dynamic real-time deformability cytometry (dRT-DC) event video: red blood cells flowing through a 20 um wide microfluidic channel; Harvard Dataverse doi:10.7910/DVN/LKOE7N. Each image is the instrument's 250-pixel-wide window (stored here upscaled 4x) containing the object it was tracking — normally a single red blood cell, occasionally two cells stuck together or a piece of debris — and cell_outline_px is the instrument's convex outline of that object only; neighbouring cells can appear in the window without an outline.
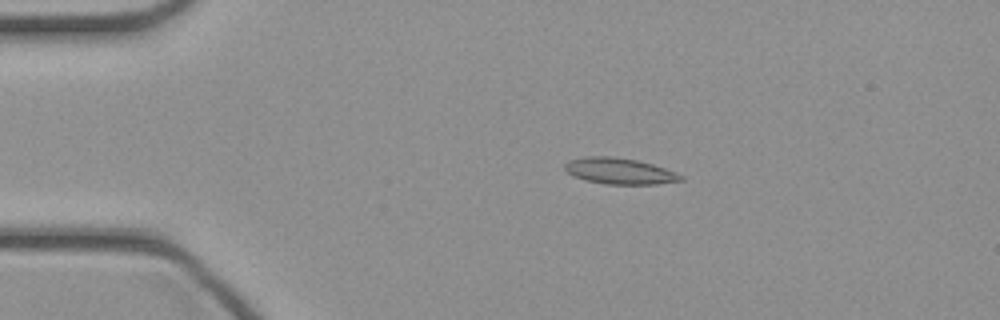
{"species": "common noctule bat (a hibernating species)", "species_latin": "Nyctalus noctula", "temperature_condition": "cold", "stored_images_in_passage": 46, "camera_frame_rate_fps": 3000, "um_per_image_px": 0.085, "animal": {"sex": "female", "body_mass_g": 21.9}, "frame": {"image": 1, "passage_image": 9, "time_ms": 2.667, "image_size_px": [1000, 320], "cell_outline_px": [[684, 180], [656, 184], [604, 184], [584, 180], [572, 176], [564, 168], [564, 164], [568, 160], [584, 156], [612, 156], [636, 160], [652, 164], [676, 172], [684, 176]], "centroid_in_image_um": [52.63, 14.54], "position_along_channel_um": 32.4, "area_um2": 17.8}}
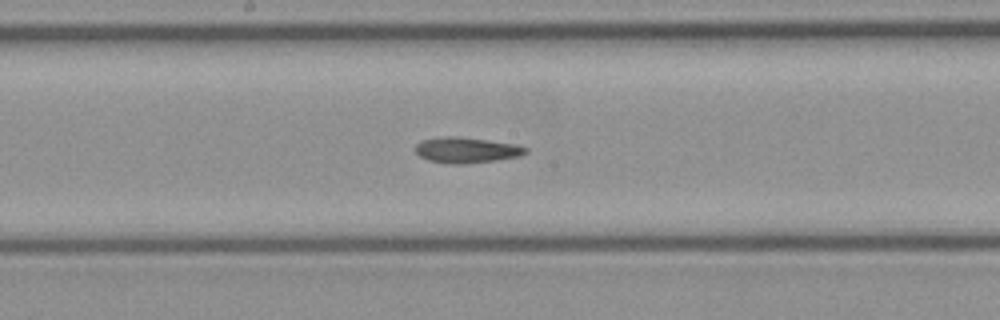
{"frame": {"image": 2, "passage_image": 24, "time_ms": 7.667, "image_size_px": [1000, 320], "cell_outline_px": [[528, 152], [520, 156], [496, 160], [464, 164], [456, 164], [428, 160], [420, 156], [416, 152], [416, 144], [420, 140], [440, 136], [456, 136], [488, 140], [516, 144], [528, 148]], "centroid_in_image_um": [39.65, 12.74], "position_along_channel_um": 208.5, "area_um2": 16.53}}
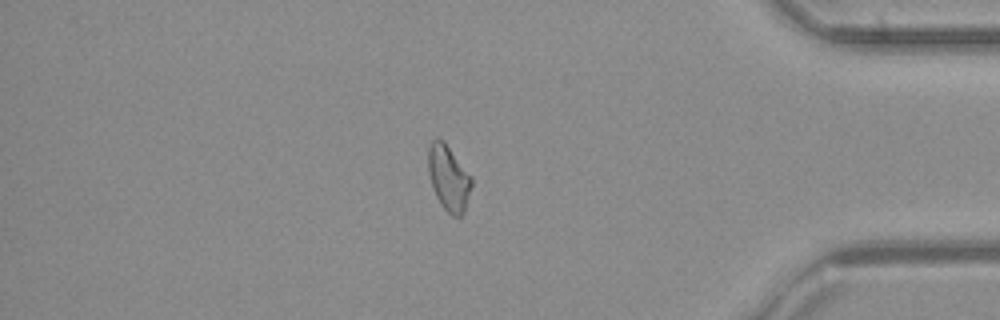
{"frame": {"image": 3, "passage_image": 39, "time_ms": 12.667, "image_size_px": [1000, 320], "cell_outline_px": [[472, 184], [464, 212], [460, 216], [452, 216], [440, 204], [432, 188], [428, 172], [428, 148], [432, 140], [436, 136], [440, 136], [444, 140], [472, 176]], "centroid_in_image_um": [38.12, 15.08], "position_along_channel_um": 397.1, "area_um2": 16.82}}